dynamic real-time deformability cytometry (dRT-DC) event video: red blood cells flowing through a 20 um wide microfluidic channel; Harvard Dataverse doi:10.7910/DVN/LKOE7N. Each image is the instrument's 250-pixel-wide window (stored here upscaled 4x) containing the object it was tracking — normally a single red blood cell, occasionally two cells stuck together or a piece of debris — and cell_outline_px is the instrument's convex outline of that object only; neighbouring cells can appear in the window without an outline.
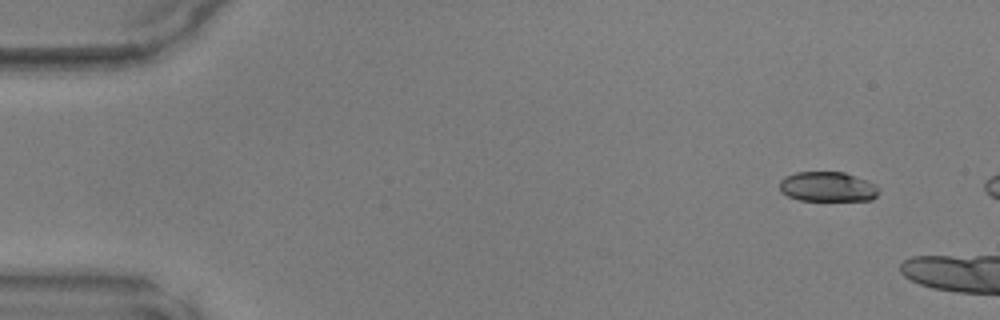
{"species": "common noctule bat (a hibernating species)", "species_latin": "Nyctalus noctula", "temperature_condition": "warm", "stored_images_in_passage": 6, "camera_frame_rate_fps": 3000, "um_per_image_px": 0.085, "animal": {"sex": "male", "body_mass_g": 17.9, "forearm_length_mm": 54.2}, "frame": {"image": 1, "passage_image": 1, "time_ms": 0.0, "image_size_px": [1000, 320], "cell_outline_px": [[880, 192], [872, 200], [800, 200], [788, 196], [780, 192], [780, 180], [784, 176], [796, 172], [844, 172], [876, 184], [880, 188]], "centroid_in_image_um": [70.35, 15.87], "position_along_channel_um": 14.7, "area_um2": 17.34}}